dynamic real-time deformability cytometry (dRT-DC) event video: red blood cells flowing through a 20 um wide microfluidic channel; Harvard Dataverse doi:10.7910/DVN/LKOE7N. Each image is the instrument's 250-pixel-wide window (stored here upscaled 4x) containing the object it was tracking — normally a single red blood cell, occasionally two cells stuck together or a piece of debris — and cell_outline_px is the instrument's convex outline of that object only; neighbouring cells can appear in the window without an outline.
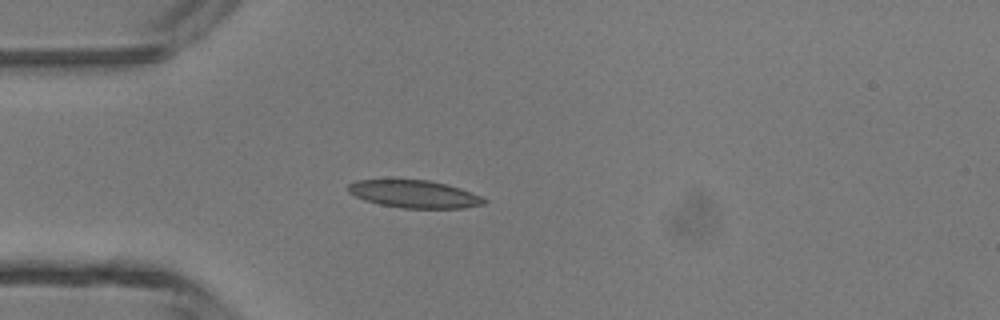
{"species": "common noctule bat (a hibernating species)", "species_latin": "Nyctalus noctula", "temperature_condition": "room temperature", "stored_images_in_passage": 35, "camera_frame_rate_fps": 3000, "um_per_image_px": 0.085, "animal": {"sex": "male", "body_mass_g": 13.3}, "frame": {"image": 1, "passage_image": 1, "time_ms": 0.0, "image_size_px": [1000, 320], "cell_outline_px": [[488, 200], [484, 204], [464, 208], [400, 208], [380, 204], [364, 200], [348, 192], [348, 184], [356, 180], [428, 180], [448, 184], [460, 188], [480, 196]], "centroid_in_image_um": [35.22, 16.5], "position_along_channel_um": 49.8, "area_um2": 21.79}}
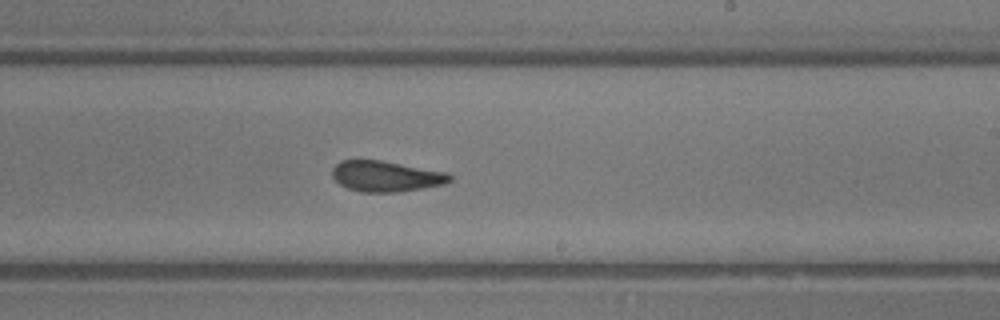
{"frame": {"image": 2, "passage_image": 16, "time_ms": 5.0, "image_size_px": [1000, 320], "cell_outline_px": [[452, 180], [444, 184], [424, 188], [400, 192], [360, 192], [348, 188], [340, 184], [332, 176], [332, 168], [340, 160], [380, 160], [448, 172], [452, 176]], "centroid_in_image_um": [32.82, 14.98], "position_along_channel_um": 256.2, "area_um2": 21.15}}
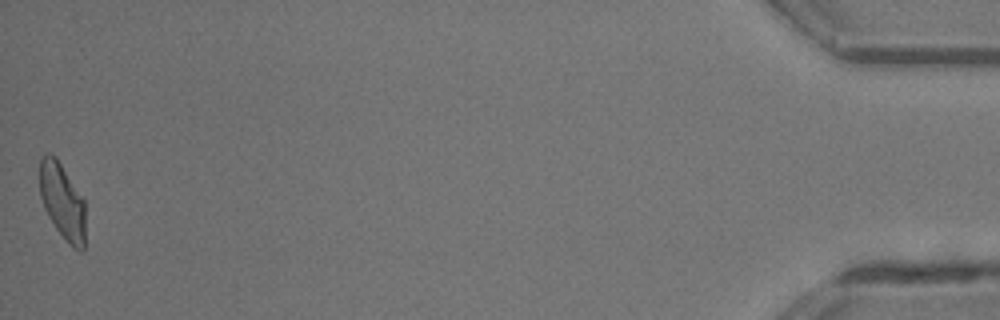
{"frame": {"image": 3, "passage_image": 35, "time_ms": 11.333, "image_size_px": [1000, 320], "cell_outline_px": [[84, 248], [80, 252], [72, 248], [56, 228], [48, 216], [44, 208], [40, 196], [40, 160], [48, 152], [52, 152], [56, 156], [84, 200]], "centroid_in_image_um": [5.29, 17.11], "position_along_channel_um": 429.9, "area_um2": 20.11}, "authors_computed_cell_mechanics": {"area_um2": 21.4438, "velocity_mm_per_s": 4.3491, "shape_relaxation_time_tau1_ms": 8.8456, "shape_relaxation_time_tau2_ms": 1.7439, "deformation_change_tau1": 0.2048, "deformation_change_tau2": 0.085}}